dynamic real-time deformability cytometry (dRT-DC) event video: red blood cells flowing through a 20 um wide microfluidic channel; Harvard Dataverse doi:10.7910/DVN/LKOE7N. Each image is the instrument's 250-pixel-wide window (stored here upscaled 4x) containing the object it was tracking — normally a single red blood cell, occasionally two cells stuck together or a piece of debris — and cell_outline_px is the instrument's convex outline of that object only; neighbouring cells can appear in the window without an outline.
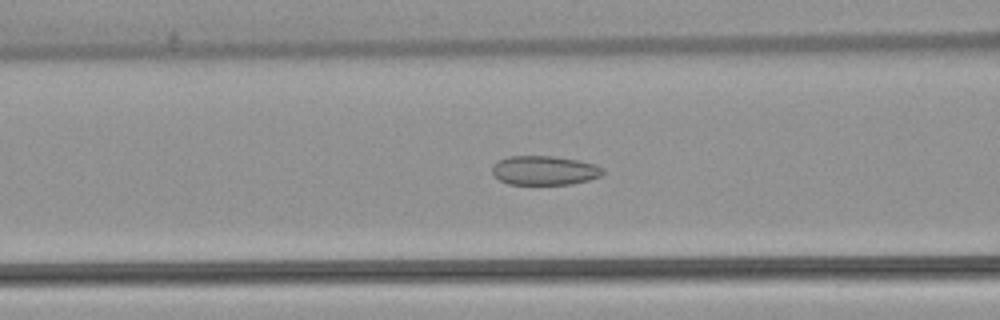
{"species": "common noctule bat (a hibernating species)", "species_latin": "Nyctalus noctula", "temperature_condition": "warm", "stored_images_in_passage": 52, "camera_frame_rate_fps": 3000, "um_per_image_px": 0.085, "animal": {"sex": "female", "body_mass_g": 22.7, "forearm_length_mm": 54.2}, "frame": {"image": 1, "passage_image": 21, "time_ms": 6.667, "image_size_px": [1000, 320], "cell_outline_px": [[604, 172], [600, 176], [588, 180], [572, 184], [508, 184], [500, 180], [492, 172], [492, 164], [508, 156], [556, 156], [580, 160], [596, 164], [604, 168]], "centroid_in_image_um": [46.3, 14.47], "position_along_channel_um": 120.3, "area_um2": 18.96}}
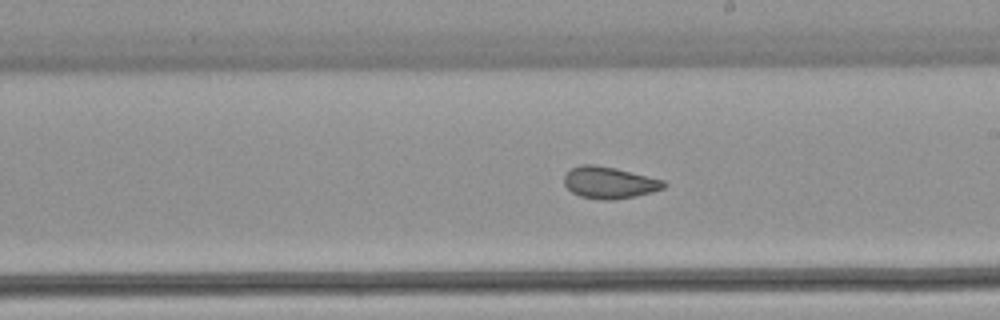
{"frame": {"image": 2, "passage_image": 30, "time_ms": 9.667, "image_size_px": [1000, 320], "cell_outline_px": [[668, 184], [664, 188], [652, 192], [636, 196], [612, 200], [600, 200], [580, 196], [572, 192], [564, 184], [564, 176], [572, 168], [580, 164], [596, 164], [616, 168], [664, 180]], "centroid_in_image_um": [51.8, 15.52], "position_along_channel_um": 237.2, "area_um2": 18.55}}
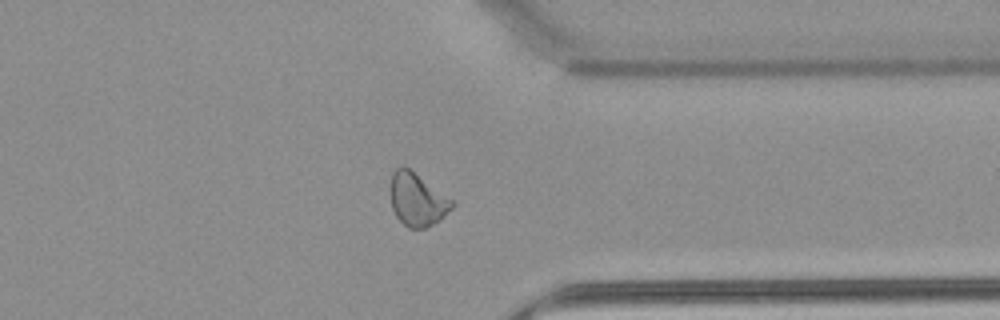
{"frame": {"image": 3, "passage_image": 41, "time_ms": 13.333, "image_size_px": [1000, 320], "cell_outline_px": [[456, 204], [444, 216], [432, 224], [424, 228], [408, 228], [396, 216], [392, 208], [392, 172], [396, 168], [408, 168], [456, 200]], "centroid_in_image_um": [35.53, 16.97], "position_along_channel_um": 375.9, "area_um2": 18.79}, "authors_computed_cell_mechanics": {"area_um2": 20.1433, "velocity_mm_per_s": 3.9047, "shape_relaxation_time_tau1_ms": null, "shape_relaxation_time_tau2_ms": 2.1405, "deformation_change_tau1": null, "deformation_change_tau2": 0.0828}}